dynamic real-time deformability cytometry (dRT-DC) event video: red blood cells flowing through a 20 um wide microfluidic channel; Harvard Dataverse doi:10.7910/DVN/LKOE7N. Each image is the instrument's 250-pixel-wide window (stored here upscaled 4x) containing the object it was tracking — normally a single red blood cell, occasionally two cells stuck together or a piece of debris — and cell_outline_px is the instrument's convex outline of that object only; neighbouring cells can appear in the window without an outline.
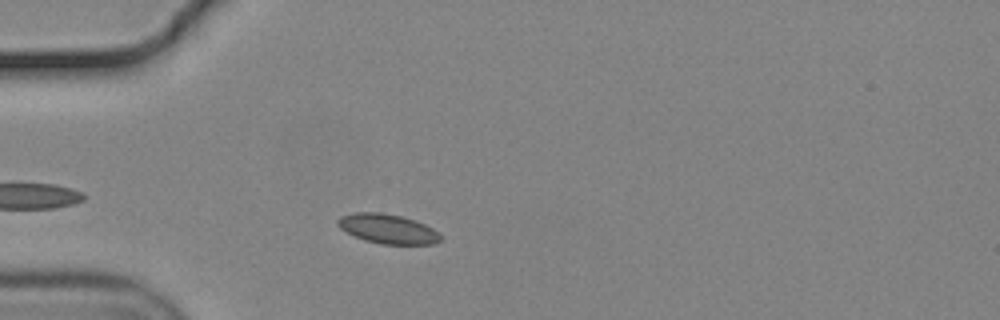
{"species": "common noctule bat (a hibernating species)", "species_latin": "Nyctalus noctula", "temperature_condition": "cold", "stored_images_in_passage": 35, "camera_frame_rate_fps": 3000, "um_per_image_px": 0.085, "animal": {"sex": "male", "body_mass_g": 19.2, "forearm_length_mm": 51.8}, "frame": {"image": 1, "passage_image": 4, "time_ms": 1.0, "image_size_px": [1000, 320], "cell_outline_px": [[440, 240], [432, 244], [380, 244], [364, 240], [352, 236], [340, 228], [336, 224], [336, 220], [340, 216], [356, 212], [380, 212], [400, 216], [416, 220], [432, 228], [440, 236]], "centroid_in_image_um": [32.89, 19.45], "position_along_channel_um": 52.1, "area_um2": 17.69}}
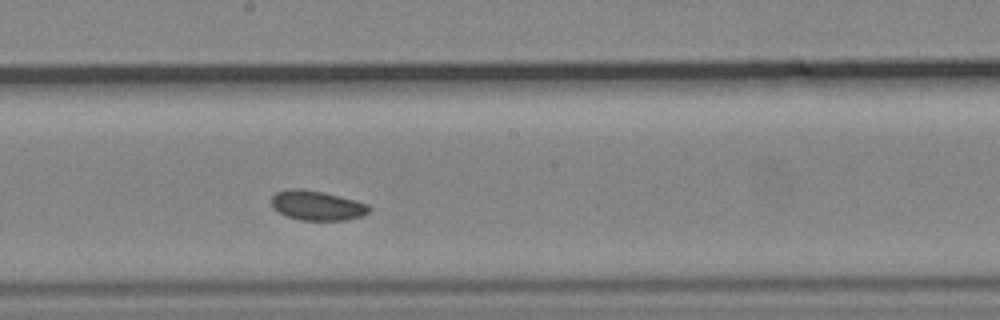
{"frame": {"image": 2, "passage_image": 19, "time_ms": 6.0, "image_size_px": [1000, 320], "cell_outline_px": [[372, 208], [368, 212], [360, 216], [344, 220], [300, 220], [284, 216], [272, 208], [272, 196], [276, 192], [292, 188], [296, 188], [320, 192], [368, 204]], "centroid_in_image_um": [26.89, 17.48], "position_along_channel_um": 221.3, "area_um2": 16.59}}
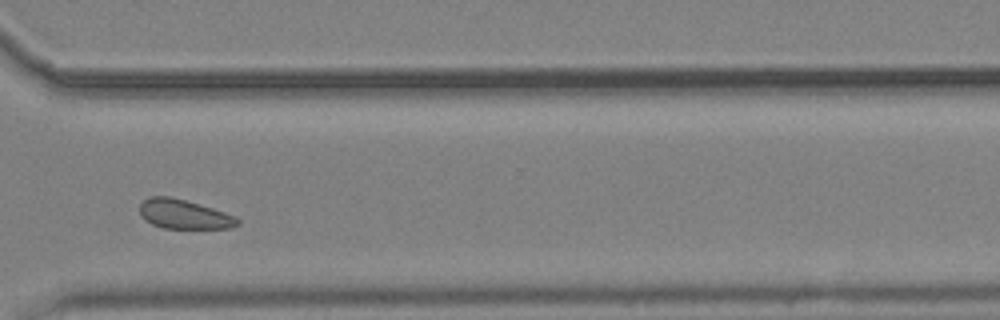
{"frame": {"image": 3, "passage_image": 30, "time_ms": 9.667, "image_size_px": [1000, 320], "cell_outline_px": [[240, 224], [232, 228], [164, 228], [152, 224], [144, 220], [140, 216], [140, 204], [148, 196], [168, 196], [184, 200], [212, 208], [236, 216], [240, 220]], "centroid_in_image_um": [15.63, 18.22], "position_along_channel_um": 355.0, "area_um2": 16.7}}